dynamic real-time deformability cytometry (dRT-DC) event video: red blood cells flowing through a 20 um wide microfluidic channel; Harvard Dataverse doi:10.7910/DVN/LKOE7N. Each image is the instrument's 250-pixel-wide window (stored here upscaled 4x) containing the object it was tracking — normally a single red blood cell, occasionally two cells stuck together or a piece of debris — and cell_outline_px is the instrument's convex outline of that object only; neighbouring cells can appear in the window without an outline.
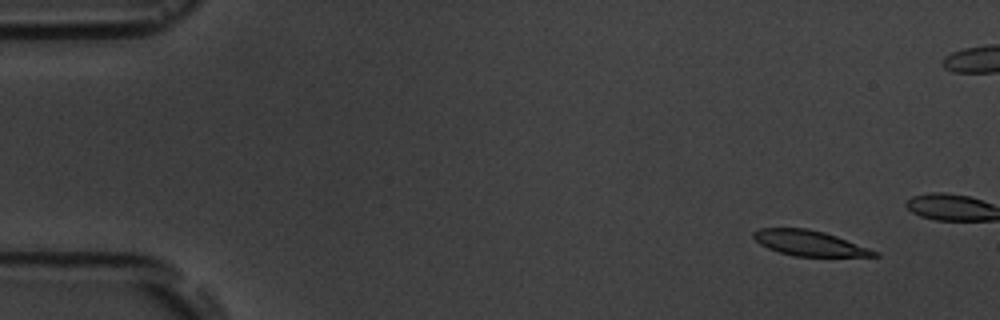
{"species": "common noctule bat (a hibernating species)", "species_latin": "Nyctalus noctula", "temperature_condition": "room temperature", "stored_images_in_passage": 5, "camera_frame_rate_fps": 3000, "um_per_image_px": 0.085, "animal": {"sex": "male", "body_mass_g": 19.5, "forearm_length_mm": 54.6}, "frame": {"image": 1, "passage_image": 2, "time_ms": 1.333, "image_size_px": [1000, 320], "cell_outline_px": [[880, 256], [792, 256], [768, 248], [760, 244], [752, 236], [752, 232], [760, 228], [804, 228], [824, 232], [836, 236], [880, 252]], "centroid_in_image_um": [68.79, 20.66], "position_along_channel_um": 16.2, "area_um2": 17.69}}